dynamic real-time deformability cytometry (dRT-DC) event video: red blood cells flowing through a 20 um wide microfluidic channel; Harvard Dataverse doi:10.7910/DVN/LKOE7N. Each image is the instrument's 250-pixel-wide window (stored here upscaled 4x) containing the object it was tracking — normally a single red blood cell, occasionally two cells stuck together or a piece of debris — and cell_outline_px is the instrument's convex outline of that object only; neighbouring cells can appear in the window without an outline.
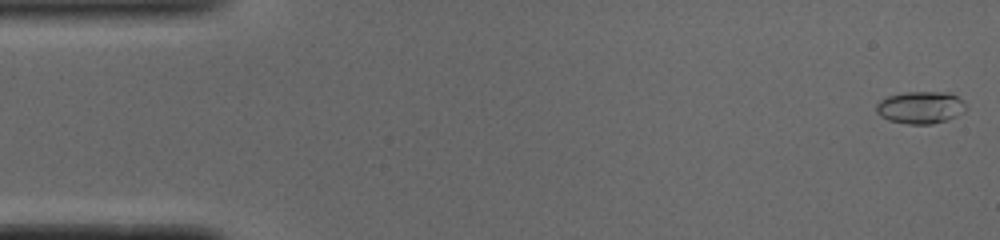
{"species": "common noctule bat (a hibernating species)", "species_latin": "Nyctalus noctula", "temperature_condition": "cold", "stored_images_in_passage": 51, "camera_frame_rate_fps": 3000, "um_per_image_px": 0.085, "animal": {"sex": "male", "body_mass_g": 19.0, "forearm_length_mm": 50.8}, "frame": {"image": 1, "passage_image": 1, "time_ms": 0.0, "image_size_px": [1000, 240], "cell_outline_px": [[968, 108], [964, 112], [948, 120], [932, 124], [908, 124], [888, 120], [880, 116], [876, 112], [876, 104], [880, 100], [888, 96], [904, 92], [948, 92], [964, 100]], "centroid_in_image_um": [78.27, 9.13], "position_along_channel_um": 6.7, "area_um2": 17.11}}
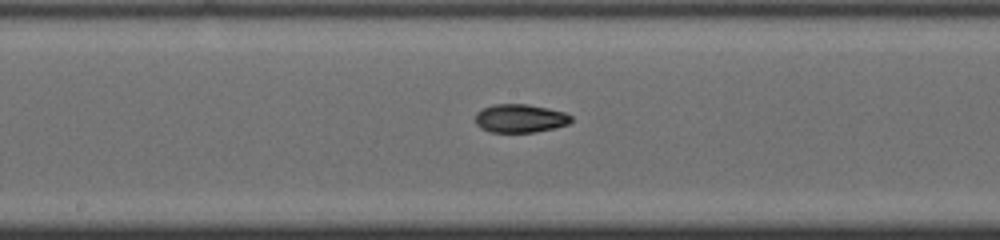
{"frame": {"image": 2, "passage_image": 26, "time_ms": 8.333, "image_size_px": [1000, 240], "cell_outline_px": [[572, 120], [568, 124], [556, 128], [536, 132], [488, 132], [480, 128], [476, 124], [476, 112], [492, 104], [528, 104], [548, 108], [564, 112], [572, 116]], "centroid_in_image_um": [44.21, 10.06], "position_along_channel_um": 204.0, "area_um2": 16.01}}
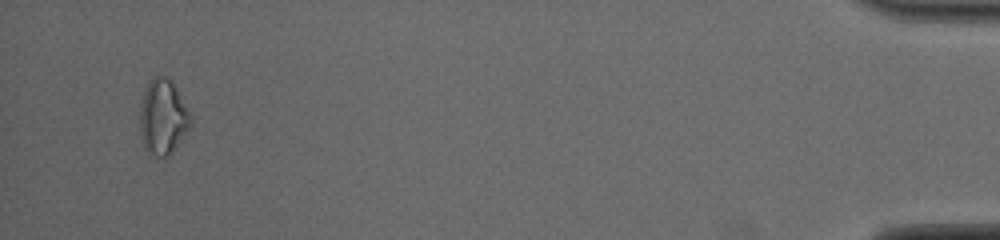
{"frame": {"image": 3, "passage_image": 49, "time_ms": 16.0, "image_size_px": [1000, 240], "cell_outline_px": [[192, 124], [172, 152], [168, 156], [152, 160], [148, 156], [144, 148], [140, 132], [140, 108], [144, 88], [148, 80], [152, 76], [164, 76], [172, 80], [192, 116]], "centroid_in_image_um": [13.83, 9.98], "position_along_channel_um": 421.4, "area_um2": 22.89}, "authors_computed_cell_mechanics": {"area_um2": 16.0106, "velocity_mm_per_s": 3.9211, "shape_relaxation_time_tau1_ms": null, "shape_relaxation_time_tau2_ms": 2.8217, "deformation_change_tau1": null, "deformation_change_tau2": 0.0796}}